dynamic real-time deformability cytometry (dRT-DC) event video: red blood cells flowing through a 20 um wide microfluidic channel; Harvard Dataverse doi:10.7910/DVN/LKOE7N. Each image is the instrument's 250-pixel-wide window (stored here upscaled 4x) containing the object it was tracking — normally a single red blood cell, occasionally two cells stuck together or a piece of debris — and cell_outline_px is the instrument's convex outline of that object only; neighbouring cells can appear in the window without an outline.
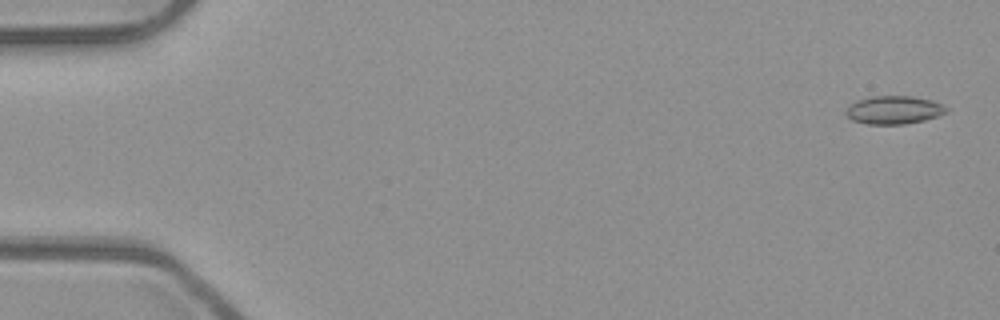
{"species": "common noctule bat (a hibernating species)", "species_latin": "Nyctalus noctula", "temperature_condition": "room temperature", "stored_images_in_passage": 53, "camera_frame_rate_fps": 3000, "um_per_image_px": 0.085, "animal": {"sex": "male", "body_mass_g": 23.1, "forearm_length_mm": 52.7}, "frame": {"image": 1, "passage_image": 2, "time_ms": 0.333, "image_size_px": [1000, 320], "cell_outline_px": [[948, 112], [940, 116], [924, 120], [904, 124], [868, 124], [852, 120], [844, 112], [856, 100], [872, 96], [912, 96], [932, 100], [944, 104], [948, 108]], "centroid_in_image_um": [76.03, 9.34], "position_along_channel_um": 9.0, "area_um2": 16.59}}
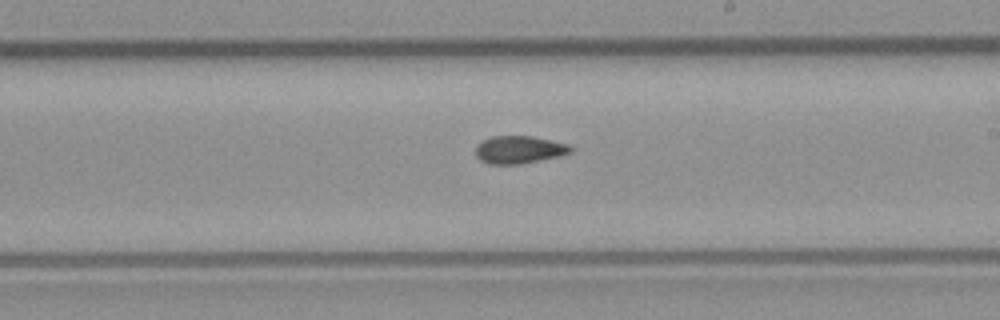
{"frame": {"image": 2, "passage_image": 31, "time_ms": 10.0, "image_size_px": [1000, 320], "cell_outline_px": [[572, 152], [560, 156], [520, 164], [488, 164], [480, 160], [476, 156], [476, 144], [492, 136], [532, 136], [568, 144], [572, 148]], "centroid_in_image_um": [44.11, 12.72], "position_along_channel_um": 244.9, "area_um2": 15.32}}
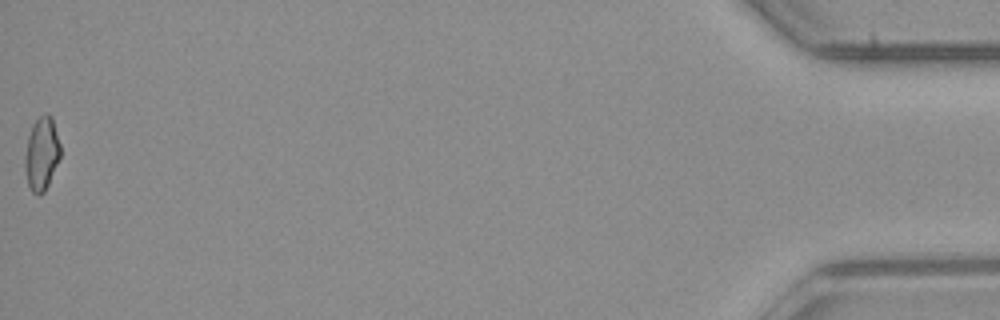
{"frame": {"image": 3, "passage_image": 53, "time_ms": 17.333, "image_size_px": [1000, 320], "cell_outline_px": [[60, 156], [48, 184], [44, 192], [40, 196], [32, 192], [28, 184], [24, 168], [24, 156], [28, 136], [32, 124], [40, 116], [52, 116], [60, 144]], "centroid_in_image_um": [3.52, 13.09], "position_along_channel_um": 431.7, "area_um2": 15.03}, "authors_computed_cell_mechanics": {"area_um2": 15.606, "velocity_mm_per_s": 3.9625, "shape_relaxation_time_tau1_ms": null, "shape_relaxation_time_tau2_ms": 5.3397, "deformation_change_tau1": null, "deformation_change_tau2": 0.104}}